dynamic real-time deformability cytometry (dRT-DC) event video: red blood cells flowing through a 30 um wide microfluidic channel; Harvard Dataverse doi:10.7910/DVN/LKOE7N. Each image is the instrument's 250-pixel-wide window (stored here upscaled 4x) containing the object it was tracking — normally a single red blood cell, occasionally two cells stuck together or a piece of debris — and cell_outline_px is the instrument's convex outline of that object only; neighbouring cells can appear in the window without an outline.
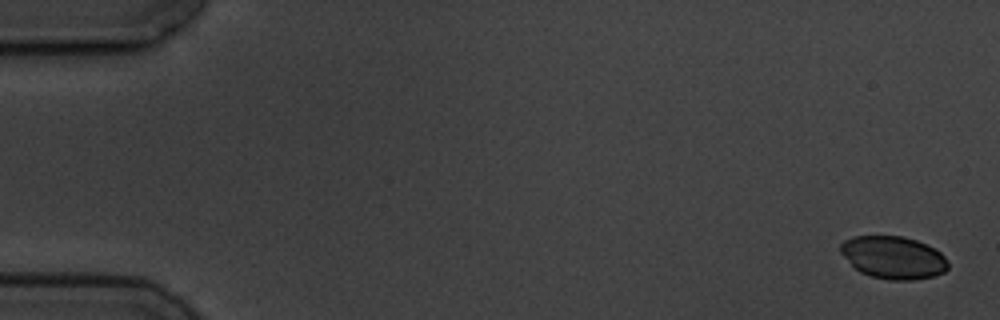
{"species": "common noctule bat (a hibernating species)", "species_latin": "Nyctalus noctula", "temperature_condition": "cold", "stored_images_in_passage": 6, "segment_of_instrument_passage": [1, 2], "camera_frame_rate_fps": 3000, "um_per_image_px": 0.085, "animal": {"sex": "male", "body_mass_g": 19.5, "forearm_length_mm": 54.6}, "frame": {"image": 1, "passage_image": 1, "time_ms": 0.0, "image_size_px": [1000, 320], "cell_outline_px": [[948, 268], [944, 272], [932, 276], [916, 280], [888, 280], [872, 276], [860, 272], [840, 252], [840, 244], [844, 240], [852, 236], [904, 236], [916, 240], [936, 248], [944, 256], [948, 264]], "centroid_in_image_um": [75.94, 21.88], "position_along_channel_um": 9.1, "area_um2": 26.7}}
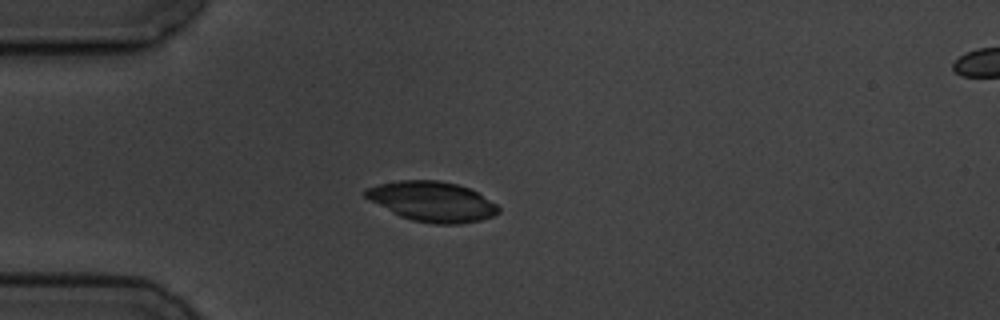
{"frame": {"image": 2, "passage_image": 5, "time_ms": 4.667, "image_size_px": [1000, 320], "cell_outline_px": [[500, 212], [492, 216], [480, 220], [460, 224], [436, 224], [412, 220], [400, 216], [368, 200], [364, 196], [364, 192], [368, 188], [380, 184], [400, 180], [440, 180], [456, 184], [468, 188], [476, 192], [496, 204], [500, 208]], "centroid_in_image_um": [36.73, 17.13], "position_along_channel_um": 48.3, "area_um2": 30.75}}